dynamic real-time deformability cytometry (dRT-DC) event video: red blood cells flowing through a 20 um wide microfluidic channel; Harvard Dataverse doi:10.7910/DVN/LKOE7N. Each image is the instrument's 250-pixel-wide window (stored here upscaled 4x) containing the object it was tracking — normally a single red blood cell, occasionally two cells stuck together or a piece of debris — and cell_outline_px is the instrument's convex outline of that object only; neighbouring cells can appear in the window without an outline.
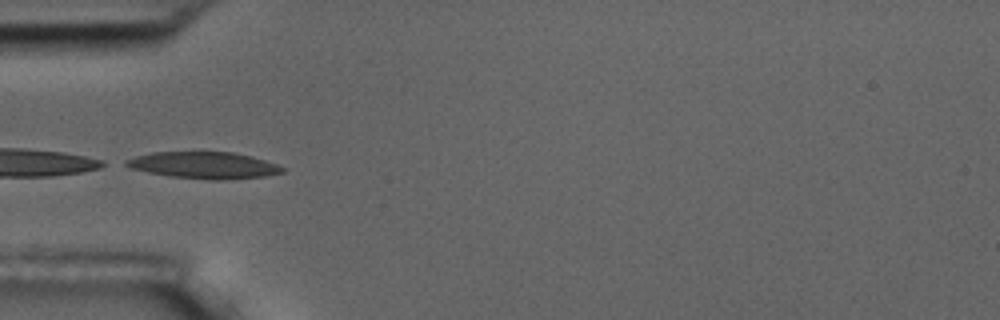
{"species": "common noctule bat (a hibernating species)", "species_latin": "Nyctalus noctula", "temperature_condition": "room temperature", "stored_images_in_passage": 8, "camera_frame_rate_fps": 3000, "um_per_image_px": 0.085, "animal": {"sex": "male", "body_mass_g": 17.5, "forearm_length_mm": 52.3}, "frame": {"image": 1, "passage_image": 6, "time_ms": 6.0, "image_size_px": [1000, 320], "cell_outline_px": [[288, 168], [284, 172], [264, 176], [220, 180], [208, 180], [168, 176], [148, 172], [132, 168], [124, 164], [124, 160], [136, 156], [152, 152], [232, 152], [252, 156]], "centroid_in_image_um": [17.35, 14.04], "position_along_channel_um": 67.7, "area_um2": 24.33}}